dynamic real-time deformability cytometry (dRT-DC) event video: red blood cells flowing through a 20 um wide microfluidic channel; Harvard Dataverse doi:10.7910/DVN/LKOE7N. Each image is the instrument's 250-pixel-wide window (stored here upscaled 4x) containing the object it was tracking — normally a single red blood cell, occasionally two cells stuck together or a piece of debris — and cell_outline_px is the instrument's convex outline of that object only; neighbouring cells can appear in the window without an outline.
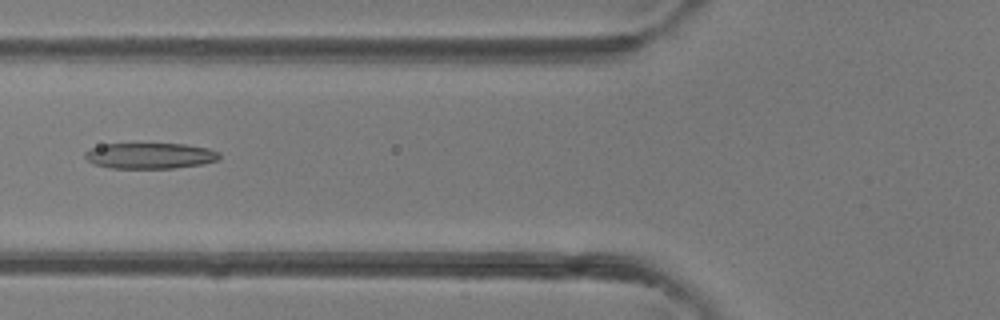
{"species": "common noctule bat (a hibernating species)", "species_latin": "Nyctalus noctula", "temperature_condition": "room temperature", "stored_images_in_passage": 3, "camera_frame_rate_fps": 3000, "um_per_image_px": 0.085, "animal": {"sex": "female"}, "frame": {"image": 1, "passage_image": 3, "time_ms": 2.333, "image_size_px": [1000, 320], "cell_outline_px": [[220, 156], [216, 160], [204, 164], [172, 168], [112, 168], [92, 164], [84, 156], [84, 152], [88, 148], [104, 144], [184, 144], [208, 148], [220, 152]], "centroid_in_image_um": [12.72, 13.24], "position_along_channel_um": 113.1, "area_um2": 20.29}}